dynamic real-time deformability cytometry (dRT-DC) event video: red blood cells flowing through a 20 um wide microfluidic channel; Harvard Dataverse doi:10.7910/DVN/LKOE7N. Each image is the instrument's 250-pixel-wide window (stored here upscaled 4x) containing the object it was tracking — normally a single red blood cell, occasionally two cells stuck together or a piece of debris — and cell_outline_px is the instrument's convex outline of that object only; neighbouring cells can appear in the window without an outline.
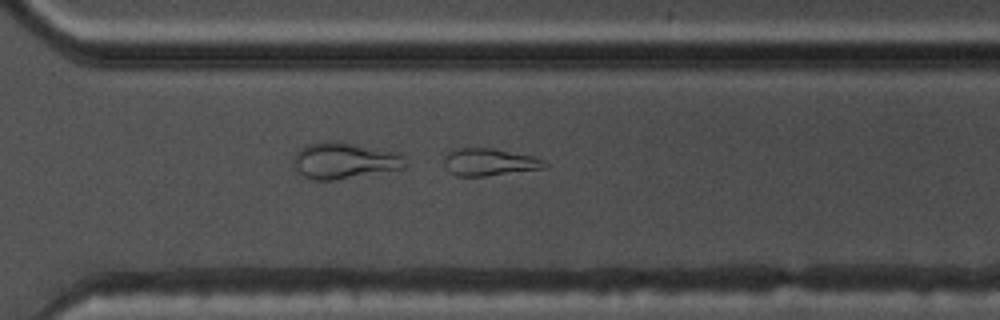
{"species": "common noctule bat (a hibernating species)", "species_latin": "Nyctalus noctula", "temperature_condition": "warm", "stored_images_in_passage": 53, "camera_frame_rate_fps": 3000, "um_per_image_px": 0.085, "animal": {"sex": "male", "body_mass_g": 17.5, "forearm_length_mm": 52.3}, "frame": {"image": 1, "passage_image": 38, "time_ms": 12.333, "image_size_px": [1000, 320], "cell_outline_px": [[548, 168], [484, 176], [456, 176], [448, 172], [444, 164], [444, 156], [452, 148], [492, 148], [536, 156], [544, 160], [548, 164]], "centroid_in_image_um": [41.61, 13.77], "position_along_channel_um": 329.0, "area_um2": 16.36}}